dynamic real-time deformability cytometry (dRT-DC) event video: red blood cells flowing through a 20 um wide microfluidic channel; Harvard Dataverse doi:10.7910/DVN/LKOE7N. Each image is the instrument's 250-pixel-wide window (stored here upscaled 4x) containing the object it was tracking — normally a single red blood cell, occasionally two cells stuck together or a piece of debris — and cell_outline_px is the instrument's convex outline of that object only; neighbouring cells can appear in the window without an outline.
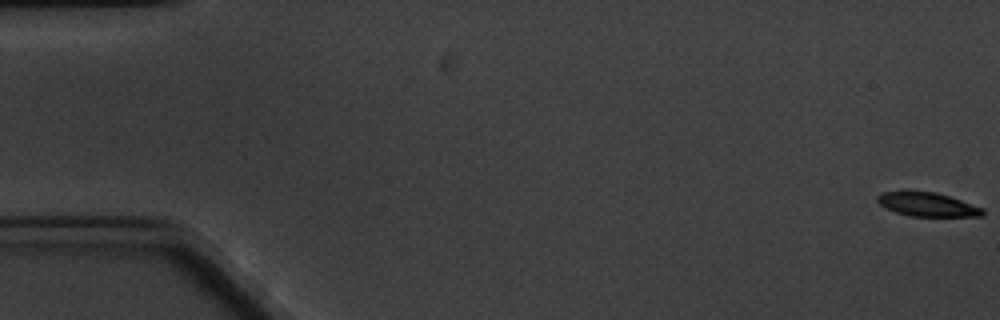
{"species": "common noctule bat (a hibernating species)", "species_latin": "Nyctalus noctula", "temperature_condition": "cold", "stored_images_in_passage": 7, "segment_of_instrument_passage": [1, 2], "camera_frame_rate_fps": 3000, "um_per_image_px": 0.085, "animal": {"sex": "male", "body_mass_g": 20.1, "forearm_length_mm": 53.5}, "frame": {"image": 1, "passage_image": 1, "time_ms": 0.0, "image_size_px": [1000, 320], "cell_outline_px": [[984, 216], [912, 216], [896, 212], [880, 204], [876, 200], [876, 196], [884, 192], [936, 192], [984, 208]], "centroid_in_image_um": [78.86, 17.39], "position_along_channel_um": 6.1, "area_um2": 14.28}}
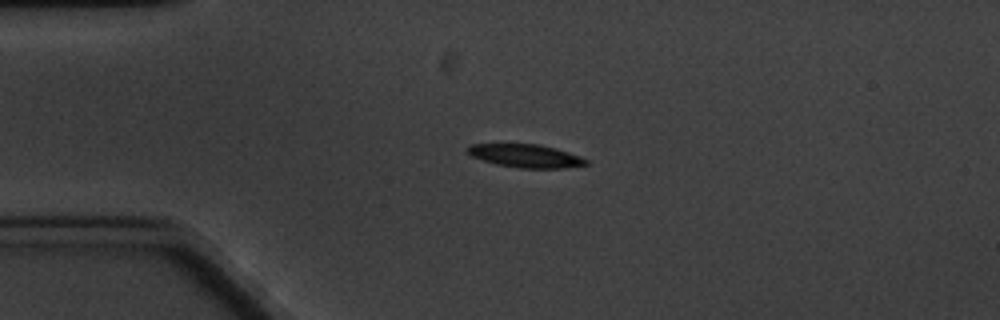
{"frame": {"image": 2, "passage_image": 5, "time_ms": 4.667, "image_size_px": [1000, 320], "cell_outline_px": [[588, 164], [564, 168], [520, 168], [496, 164], [472, 156], [464, 152], [468, 144], [540, 144], [556, 148], [580, 156], [588, 160]], "centroid_in_image_um": [44.66, 13.24], "position_along_channel_um": 40.3, "area_um2": 16.07}}